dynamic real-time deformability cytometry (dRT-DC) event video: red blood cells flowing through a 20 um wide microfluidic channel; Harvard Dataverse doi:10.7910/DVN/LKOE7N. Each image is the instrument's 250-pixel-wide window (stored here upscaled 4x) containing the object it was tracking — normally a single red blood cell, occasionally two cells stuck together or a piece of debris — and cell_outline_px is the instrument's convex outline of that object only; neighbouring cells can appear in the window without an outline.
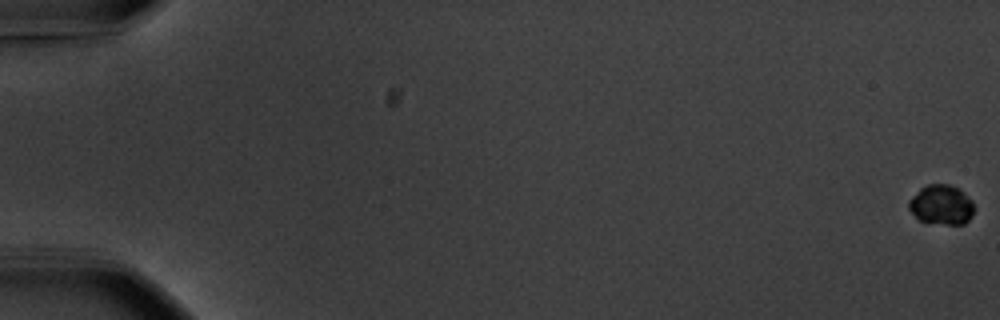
{"species": "common noctule bat (a hibernating species)", "species_latin": "Nyctalus noctula", "temperature_condition": "warm", "stored_images_in_passage": 58, "camera_frame_rate_fps": 3000, "um_per_image_px": 0.085, "animal": {"sex": "male", "body_mass_g": 20.1, "forearm_length_mm": 53.5}, "frame": {"image": 1, "passage_image": 1, "time_ms": 0.0, "image_size_px": [1000, 320], "cell_outline_px": [[972, 216], [964, 224], [944, 224], [920, 220], [908, 208], [908, 200], [920, 188], [928, 184], [948, 184], [960, 188], [972, 200]], "centroid_in_image_um": [80.01, 17.38], "position_along_channel_um": 5.0, "area_um2": 15.03}}
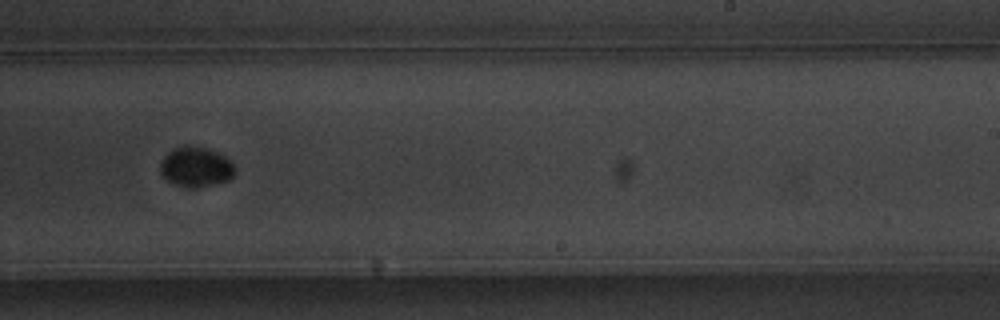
{"frame": {"image": 2, "passage_image": 38, "time_ms": 12.333, "image_size_px": [1000, 320], "cell_outline_px": [[236, 172], [228, 180], [196, 188], [188, 188], [176, 184], [168, 180], [160, 172], [160, 164], [164, 156], [168, 152], [176, 148], [204, 148], [216, 152], [224, 156], [236, 168]], "centroid_in_image_um": [16.66, 14.23], "position_along_channel_um": 272.3, "area_um2": 16.76}}
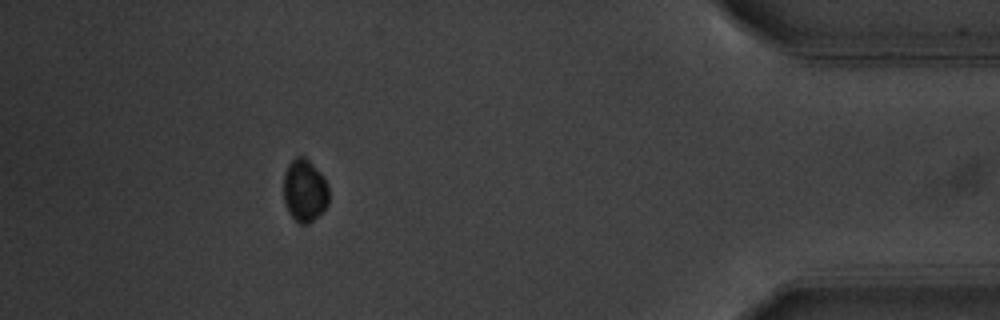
{"frame": {"image": 3, "passage_image": 53, "time_ms": 17.333, "image_size_px": [1000, 320], "cell_outline_px": [[328, 204], [308, 224], [300, 224], [288, 212], [284, 204], [284, 172], [288, 164], [296, 156], [304, 156], [324, 176], [328, 184]], "centroid_in_image_um": [25.88, 16.17], "position_along_channel_um": 409.3, "area_um2": 16.47}, "authors_computed_cell_mechanics": {"area_um2": 16.473, "velocity_mm_per_s": 3.6496, "shape_relaxation_time_tau1_ms": 1.4115, "shape_relaxation_time_tau2_ms": null, "deformation_change_tau1": 0.1178, "deformation_change_tau2": null}}